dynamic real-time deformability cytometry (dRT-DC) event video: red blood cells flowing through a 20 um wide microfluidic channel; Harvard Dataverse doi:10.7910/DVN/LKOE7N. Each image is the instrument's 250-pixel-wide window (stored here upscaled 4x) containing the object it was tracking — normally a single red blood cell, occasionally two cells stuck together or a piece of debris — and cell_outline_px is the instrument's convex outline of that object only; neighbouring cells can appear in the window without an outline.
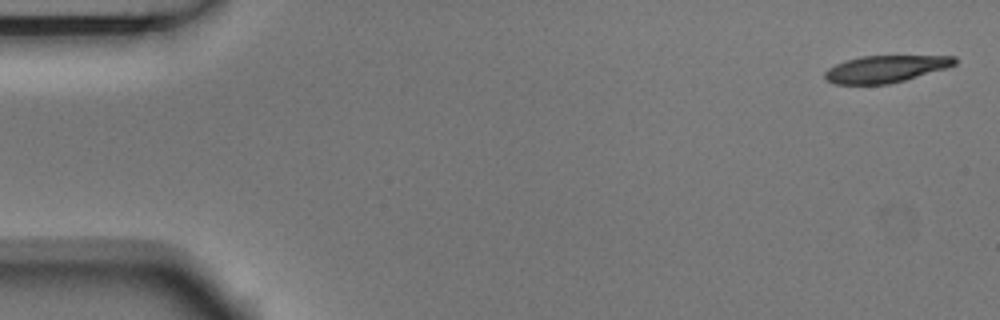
{"species": "Egyptian fruit bat (a non-hibernating species)", "species_latin": "Rousettus aegyptiacus", "temperature_condition": "room temperature", "stored_images_in_passage": 5, "camera_frame_rate_fps": 3000, "um_per_image_px": 0.085, "animal": {"sex": "male"}, "frame": {"image": 1, "passage_image": 1, "time_ms": 0.0, "image_size_px": [1000, 320], "cell_outline_px": [[956, 64], [948, 68], [904, 80], [888, 84], [832, 84], [824, 80], [824, 72], [828, 68], [844, 60], [860, 56], [956, 56]], "centroid_in_image_um": [75.23, 5.86], "position_along_channel_um": 9.8, "area_um2": 20.58}}
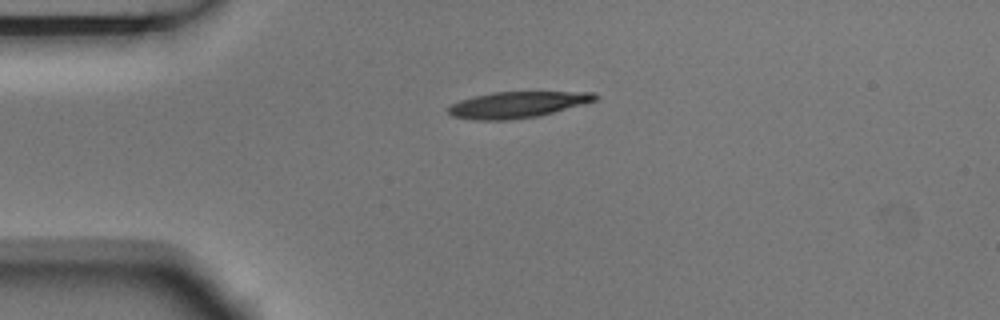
{"frame": {"image": 2, "passage_image": 4, "time_ms": 1.0, "image_size_px": [1000, 320], "cell_outline_px": [[600, 96], [596, 100], [584, 104], [540, 116], [504, 120], [476, 120], [452, 116], [448, 112], [448, 108], [452, 104], [460, 100], [492, 92], [592, 92]], "centroid_in_image_um": [44.0, 8.9], "position_along_channel_um": 41.0, "area_um2": 22.31}}